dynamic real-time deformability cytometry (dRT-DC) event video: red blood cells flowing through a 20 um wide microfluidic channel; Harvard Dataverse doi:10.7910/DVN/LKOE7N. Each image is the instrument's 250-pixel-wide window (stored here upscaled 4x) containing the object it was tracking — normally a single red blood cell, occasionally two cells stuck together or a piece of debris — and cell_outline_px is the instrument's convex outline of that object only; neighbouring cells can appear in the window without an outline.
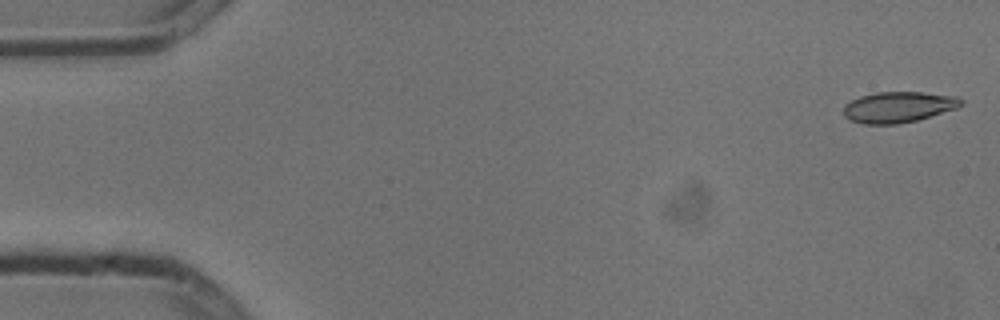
{"species": "common noctule bat (a hibernating species)", "species_latin": "Nyctalus noctula", "temperature_condition": "cold", "stored_images_in_passage": 5, "camera_frame_rate_fps": 3000, "um_per_image_px": 0.085, "animal": {"sex": "male", "body_mass_g": 13.3}, "frame": {"image": 1, "passage_image": 1, "time_ms": 0.0, "image_size_px": [1000, 320], "cell_outline_px": [[964, 104], [956, 108], [916, 120], [896, 124], [864, 124], [848, 120], [844, 116], [844, 104], [860, 96], [876, 92], [920, 92], [956, 96], [964, 100]], "centroid_in_image_um": [76.34, 9.1], "position_along_channel_um": 8.7, "area_um2": 21.1}}
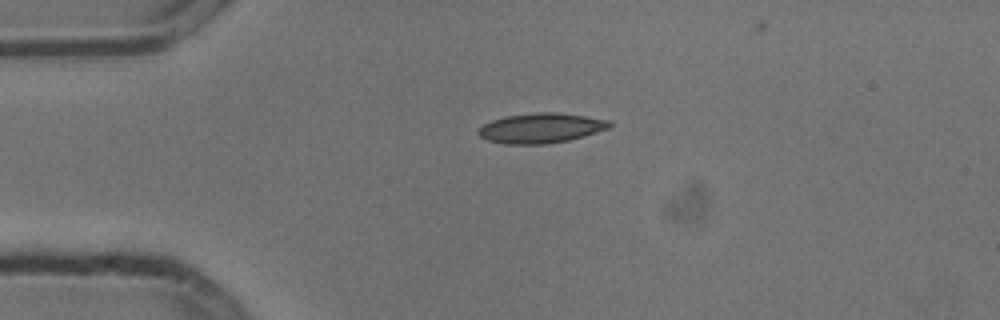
{"frame": {"image": 2, "passage_image": 4, "time_ms": 1.0, "image_size_px": [1000, 320], "cell_outline_px": [[612, 124], [608, 128], [584, 136], [568, 140], [544, 144], [504, 144], [488, 140], [480, 136], [476, 132], [484, 124], [492, 120], [508, 116], [540, 112], [556, 112], [584, 116], [608, 120]], "centroid_in_image_um": [45.96, 10.89], "position_along_channel_um": 39.0, "area_um2": 22.54}}